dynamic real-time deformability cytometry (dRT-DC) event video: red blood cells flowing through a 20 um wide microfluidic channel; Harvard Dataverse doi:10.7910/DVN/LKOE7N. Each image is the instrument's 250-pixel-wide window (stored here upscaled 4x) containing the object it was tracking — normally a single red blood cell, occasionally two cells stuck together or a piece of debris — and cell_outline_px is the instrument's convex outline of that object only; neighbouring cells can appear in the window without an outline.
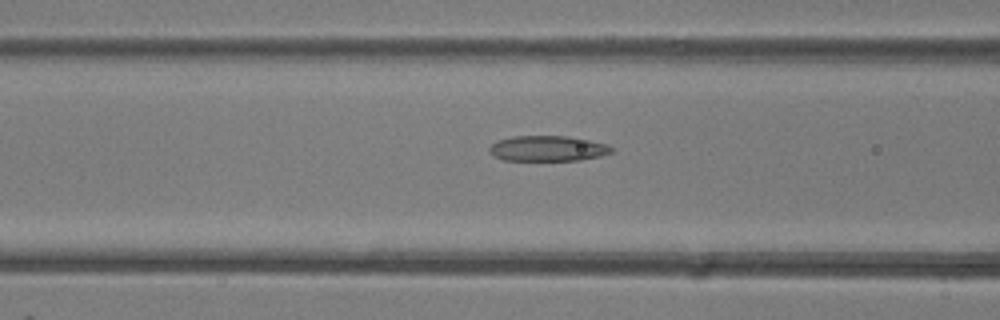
{"species": "common noctule bat (a hibernating species)", "species_latin": "Nyctalus noctula", "temperature_condition": "room temperature", "stored_images_in_passage": 36, "camera_frame_rate_fps": 3000, "um_per_image_px": 0.085, "animal": {"sex": "female"}, "frame": {"image": 1, "passage_image": 12, "time_ms": 3.667, "image_size_px": [1000, 320], "cell_outline_px": [[612, 152], [600, 156], [580, 160], [504, 160], [492, 156], [488, 152], [488, 148], [496, 140], [512, 136], [568, 136], [608, 144], [612, 148]], "centroid_in_image_um": [46.5, 12.62], "position_along_channel_um": 120.1, "area_um2": 18.21}}
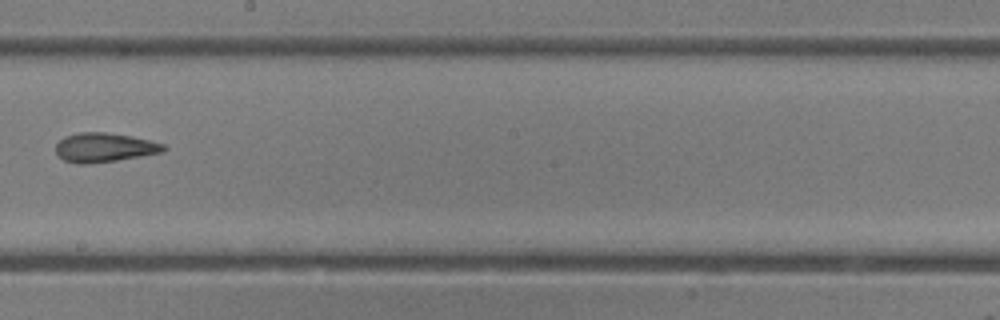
{"frame": {"image": 2, "passage_image": 19, "time_ms": 6.0, "image_size_px": [1000, 320], "cell_outline_px": [[168, 148], [164, 152], [116, 160], [88, 164], [76, 164], [64, 160], [56, 152], [56, 144], [64, 136], [80, 132], [104, 132], [132, 136], [164, 144]], "centroid_in_image_um": [8.87, 12.53], "position_along_channel_um": 239.3, "area_um2": 18.32}}
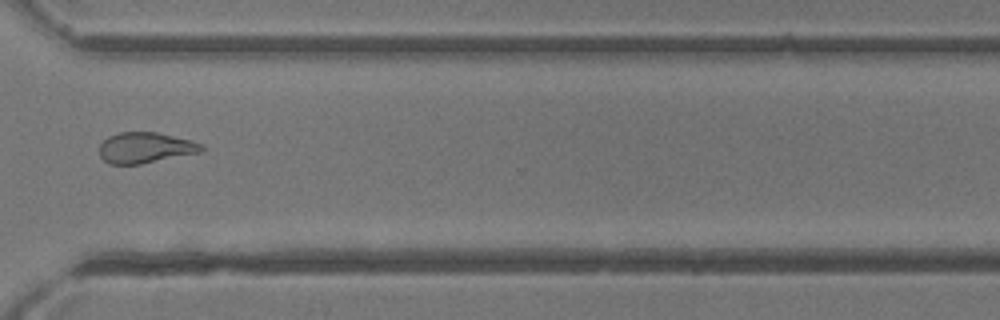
{"frame": {"image": 3, "passage_image": 26, "time_ms": 8.333, "image_size_px": [1000, 320], "cell_outline_px": [[204, 148], [200, 152], [140, 164], [108, 164], [100, 156], [100, 144], [108, 136], [120, 132], [156, 132], [192, 140], [200, 144]], "centroid_in_image_um": [12.32, 12.55], "position_along_channel_um": 358.3, "area_um2": 18.15}}